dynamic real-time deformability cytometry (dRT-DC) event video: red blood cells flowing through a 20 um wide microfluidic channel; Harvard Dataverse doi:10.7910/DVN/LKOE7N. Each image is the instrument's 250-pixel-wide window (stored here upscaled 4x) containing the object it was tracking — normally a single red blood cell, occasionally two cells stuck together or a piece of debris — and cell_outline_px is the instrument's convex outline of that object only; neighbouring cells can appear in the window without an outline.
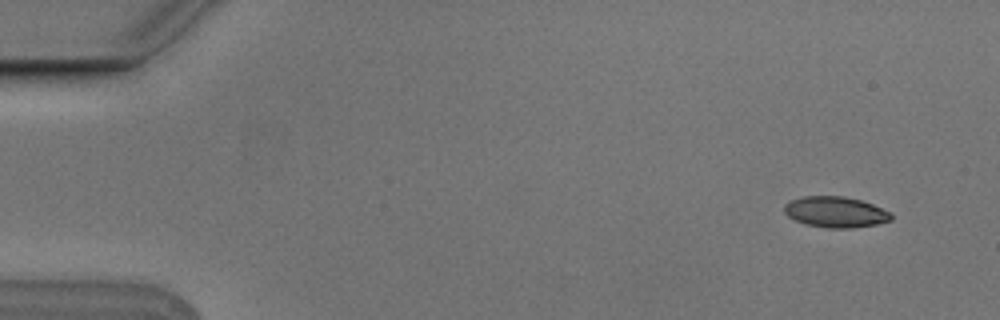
{"species": "Egyptian fruit bat (a non-hibernating species)", "species_latin": "Rousettus aegyptiacus", "temperature_condition": "cold", "stored_images_in_passage": 7, "camera_frame_rate_fps": 3000, "um_per_image_px": 0.085, "animal": {"sex": "male"}, "frame": {"image": 1, "passage_image": 2, "time_ms": 0.333, "image_size_px": [1000, 320], "cell_outline_px": [[892, 220], [876, 224], [852, 228], [828, 228], [804, 224], [788, 216], [784, 212], [784, 204], [788, 200], [800, 196], [844, 196], [860, 200], [872, 204], [892, 212]], "centroid_in_image_um": [71.0, 18.01], "position_along_channel_um": 14.0, "area_um2": 19.42}}